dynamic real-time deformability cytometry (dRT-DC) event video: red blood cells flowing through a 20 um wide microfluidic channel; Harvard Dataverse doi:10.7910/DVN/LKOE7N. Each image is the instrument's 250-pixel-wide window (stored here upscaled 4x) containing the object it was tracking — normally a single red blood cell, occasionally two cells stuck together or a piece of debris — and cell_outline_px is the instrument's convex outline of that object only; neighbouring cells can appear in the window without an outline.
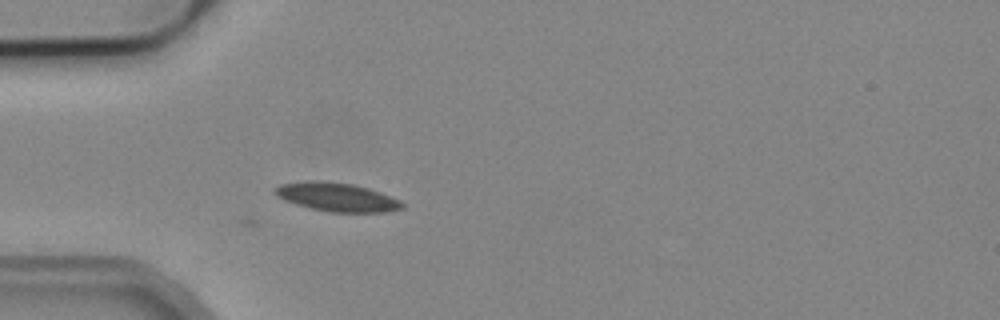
{"species": "common noctule bat (a hibernating species)", "species_latin": "Nyctalus noctula", "temperature_condition": "cold", "stored_images_in_passage": 2, "camera_frame_rate_fps": 3000, "um_per_image_px": 0.085, "animal": {"sex": "male", "body_mass_g": 19.2, "forearm_length_mm": 51.8}, "frame": {"image": 1, "passage_image": 2, "time_ms": 0.333, "image_size_px": [1000, 320], "cell_outline_px": [[404, 208], [380, 212], [328, 212], [296, 204], [284, 200], [276, 196], [272, 192], [280, 184], [352, 184], [368, 188], [380, 192], [400, 200], [404, 204]], "centroid_in_image_um": [28.71, 16.81], "position_along_channel_um": 56.3, "area_um2": 20.0}}